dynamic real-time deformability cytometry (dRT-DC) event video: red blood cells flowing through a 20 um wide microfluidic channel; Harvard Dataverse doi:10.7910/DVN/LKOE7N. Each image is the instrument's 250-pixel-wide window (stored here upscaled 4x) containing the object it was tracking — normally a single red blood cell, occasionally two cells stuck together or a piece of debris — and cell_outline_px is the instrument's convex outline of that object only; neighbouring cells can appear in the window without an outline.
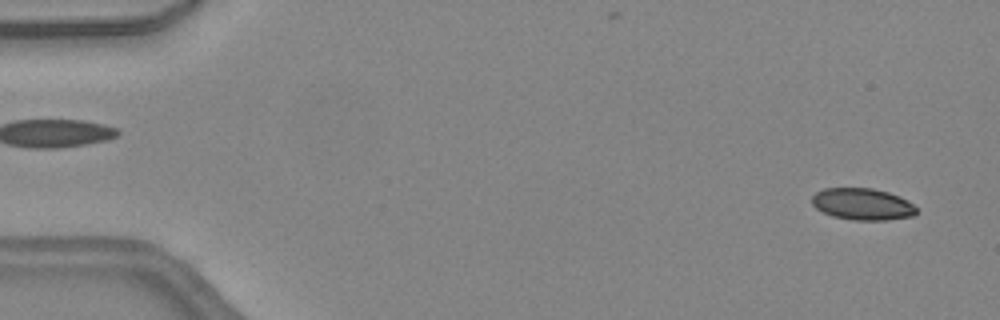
{"species": "common noctule bat (a hibernating species)", "species_latin": "Nyctalus noctula", "temperature_condition": "warm", "stored_images_in_passage": 45, "camera_frame_rate_fps": 3000, "um_per_image_px": 0.085, "animal": {"sex": "female", "body_mass_g": 24.6, "forearm_length_mm": 56.2}, "frame": {"image": 1, "passage_image": 2, "time_ms": 0.333, "image_size_px": [1000, 320], "cell_outline_px": [[916, 212], [912, 216], [888, 220], [852, 220], [832, 216], [816, 208], [812, 204], [812, 196], [816, 192], [824, 188], [872, 188], [888, 192], [908, 200], [916, 208]], "centroid_in_image_um": [73.29, 17.35], "position_along_channel_um": 11.7, "area_um2": 19.31}}
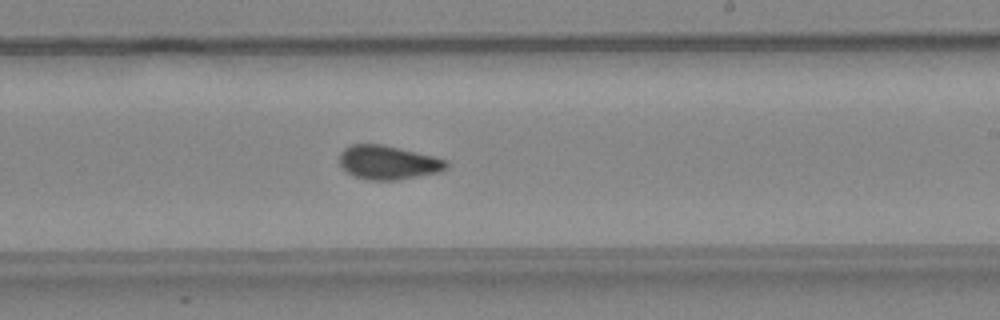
{"frame": {"image": 2, "passage_image": 27, "time_ms": 8.667, "image_size_px": [1000, 320], "cell_outline_px": [[448, 164], [440, 172], [396, 180], [368, 180], [356, 176], [340, 168], [340, 152], [344, 148], [352, 144], [384, 144], [448, 160]], "centroid_in_image_um": [32.96, 13.8], "position_along_channel_um": 256.0, "area_um2": 21.04}}
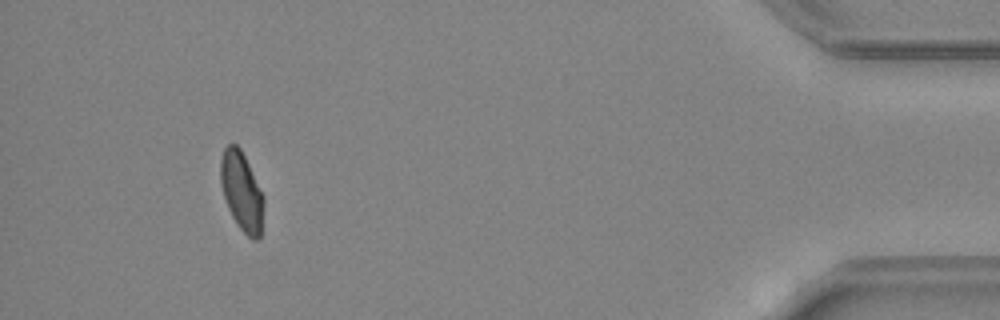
{"frame": {"image": 3, "passage_image": 42, "time_ms": 13.667, "image_size_px": [1000, 320], "cell_outline_px": [[264, 204], [260, 240], [252, 240], [240, 228], [232, 216], [228, 208], [220, 184], [220, 160], [224, 148], [228, 144], [236, 144], [240, 148], [264, 196]], "centroid_in_image_um": [20.54, 16.29], "position_along_channel_um": 414.7, "area_um2": 19.83}, "authors_computed_cell_mechanics": {"area_um2": 20.6924, "velocity_mm_per_s": 4.5154, "shape_relaxation_time_tau1_ms": 4.2339, "shape_relaxation_time_tau2_ms": 1.0763, "deformation_change_tau1": 0.1078, "deformation_change_tau2": 0.0741}}